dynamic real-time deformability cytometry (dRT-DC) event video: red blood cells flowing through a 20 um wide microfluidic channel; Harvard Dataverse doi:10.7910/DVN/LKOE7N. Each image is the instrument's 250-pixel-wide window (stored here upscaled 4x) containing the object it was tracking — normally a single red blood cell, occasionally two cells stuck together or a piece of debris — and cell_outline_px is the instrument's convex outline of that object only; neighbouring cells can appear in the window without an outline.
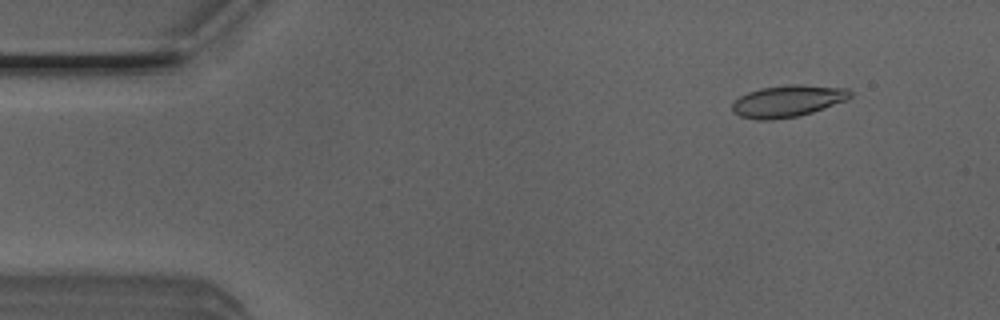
{"species": "Egyptian fruit bat (a non-hibernating species)", "species_latin": "Rousettus aegyptiacus", "temperature_condition": "room temperature", "stored_images_in_passage": 50, "camera_frame_rate_fps": 3000, "um_per_image_px": 0.085, "animal": {"sex": "male"}, "frame": {"image": 1, "passage_image": 5, "time_ms": 1.333, "image_size_px": [1000, 320], "cell_outline_px": [[852, 96], [844, 100], [812, 112], [796, 116], [772, 120], [756, 120], [740, 116], [732, 112], [732, 104], [740, 96], [748, 92], [760, 88], [788, 84], [800, 84], [848, 88], [852, 92]], "centroid_in_image_um": [66.93, 8.58], "position_along_channel_um": 18.1, "area_um2": 21.79}}
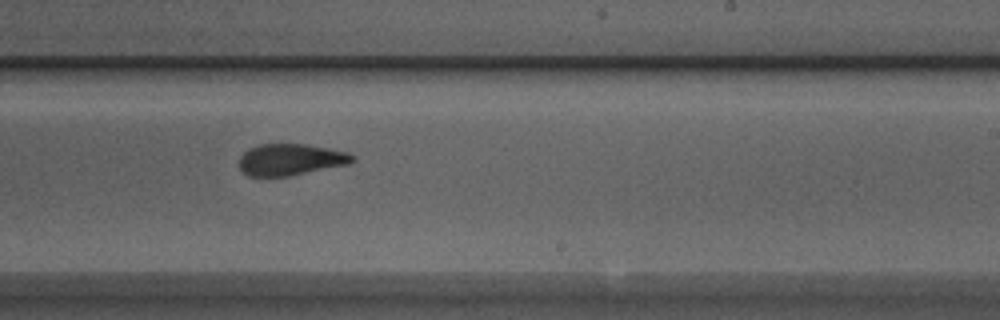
{"frame": {"image": 2, "passage_image": 30, "time_ms": 9.667, "image_size_px": [1000, 320], "cell_outline_px": [[356, 160], [348, 164], [288, 176], [248, 176], [240, 168], [240, 156], [248, 148], [260, 144], [304, 144], [328, 148], [348, 152], [356, 156]], "centroid_in_image_um": [24.71, 13.55], "position_along_channel_um": 264.3, "area_um2": 20.75}}
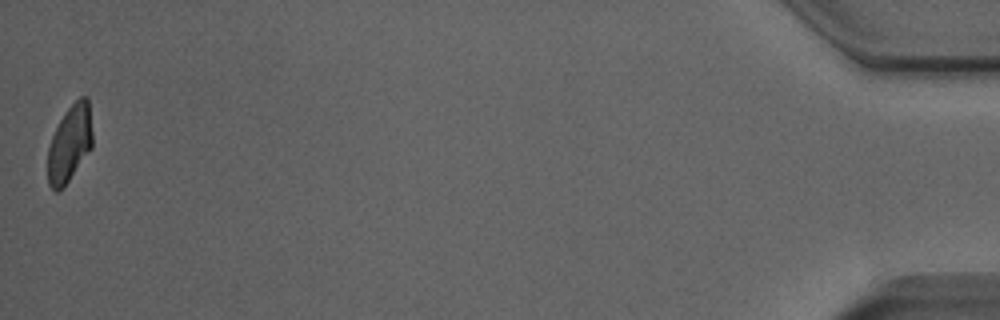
{"frame": {"image": 3, "passage_image": 50, "time_ms": 16.333, "image_size_px": [1000, 320], "cell_outline_px": [[92, 148], [68, 180], [56, 192], [48, 184], [48, 148], [52, 136], [64, 112], [80, 96], [88, 96], [92, 132]], "centroid_in_image_um": [5.93, 12.16], "position_along_channel_um": 429.3, "area_um2": 19.71}, "authors_computed_cell_mechanics": {"area_um2": 21.5883, "velocity_mm_per_s": 4.0175, "shape_relaxation_time_tau1_ms": 7.0075, "shape_relaxation_time_tau2_ms": 1.0044, "deformation_change_tau1": 0.1933, "deformation_change_tau2": 0.0608}}